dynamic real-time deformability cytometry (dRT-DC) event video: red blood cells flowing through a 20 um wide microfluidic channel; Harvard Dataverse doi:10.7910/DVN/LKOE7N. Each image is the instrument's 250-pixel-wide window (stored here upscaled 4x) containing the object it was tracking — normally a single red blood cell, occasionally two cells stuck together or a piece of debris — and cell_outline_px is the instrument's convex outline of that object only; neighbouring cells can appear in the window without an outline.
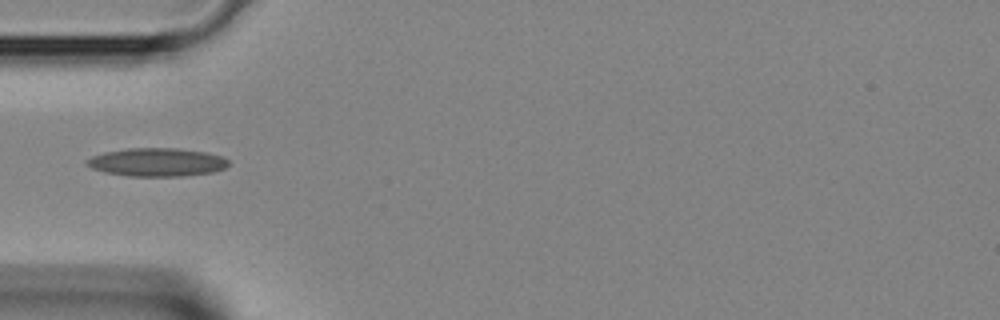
{"species": "Egyptian fruit bat (a non-hibernating species)", "species_latin": "Rousettus aegyptiacus", "temperature_condition": "room temperature", "stored_images_in_passage": 4, "camera_frame_rate_fps": 3000, "um_per_image_px": 0.085, "animal": {"sex": "female"}, "frame": {"image": 1, "passage_image": 4, "time_ms": 1.0, "image_size_px": [1000, 320], "cell_outline_px": [[228, 164], [224, 168], [212, 172], [184, 176], [128, 176], [104, 172], [92, 168], [84, 164], [84, 160], [92, 156], [104, 152], [128, 148], [176, 148], [204, 152], [220, 156], [228, 160]], "centroid_in_image_um": [13.28, 13.79], "position_along_channel_um": 71.7, "area_um2": 23.35}}